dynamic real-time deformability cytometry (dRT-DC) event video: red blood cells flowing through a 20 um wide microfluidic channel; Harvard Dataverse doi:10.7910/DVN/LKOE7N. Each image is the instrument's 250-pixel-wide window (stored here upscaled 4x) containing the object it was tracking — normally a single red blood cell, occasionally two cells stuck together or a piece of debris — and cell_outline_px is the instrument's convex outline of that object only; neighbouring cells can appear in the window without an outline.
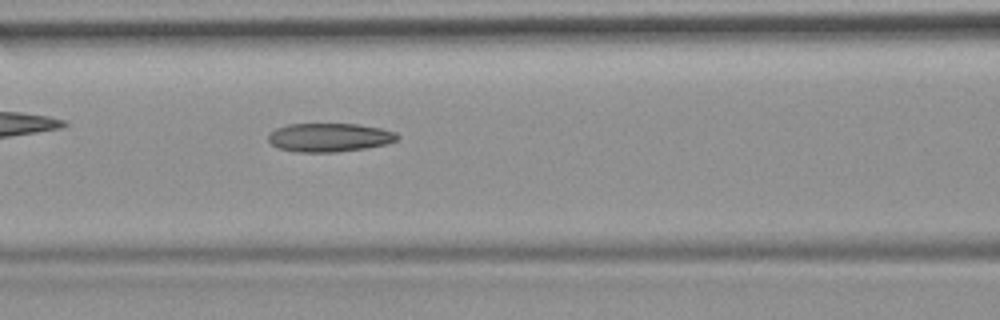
{"species": "common noctule bat (a hibernating species)", "species_latin": "Nyctalus noctula", "temperature_condition": "room temperature", "stored_images_in_passage": 53, "camera_frame_rate_fps": 3000, "um_per_image_px": 0.085, "animal": {"sex": "female", "body_mass_g": 19.9}, "frame": {"image": 1, "passage_image": 23, "time_ms": 7.333, "image_size_px": [1000, 320], "cell_outline_px": [[400, 136], [396, 140], [388, 144], [368, 148], [336, 152], [296, 152], [276, 148], [268, 140], [268, 136], [276, 128], [288, 124], [360, 124], [380, 128], [396, 132]], "centroid_in_image_um": [28.02, 11.69], "position_along_channel_um": 138.6, "area_um2": 21.73}, "authors_computed_cell_mechanics": {"area_um2": 22.1952, "velocity_mm_per_s": 3.8142, "shape_relaxation_time_tau1_ms": null, "shape_relaxation_time_tau2_ms": 3.4251, "deformation_change_tau1": null, "deformation_change_tau2": 0.1324}}